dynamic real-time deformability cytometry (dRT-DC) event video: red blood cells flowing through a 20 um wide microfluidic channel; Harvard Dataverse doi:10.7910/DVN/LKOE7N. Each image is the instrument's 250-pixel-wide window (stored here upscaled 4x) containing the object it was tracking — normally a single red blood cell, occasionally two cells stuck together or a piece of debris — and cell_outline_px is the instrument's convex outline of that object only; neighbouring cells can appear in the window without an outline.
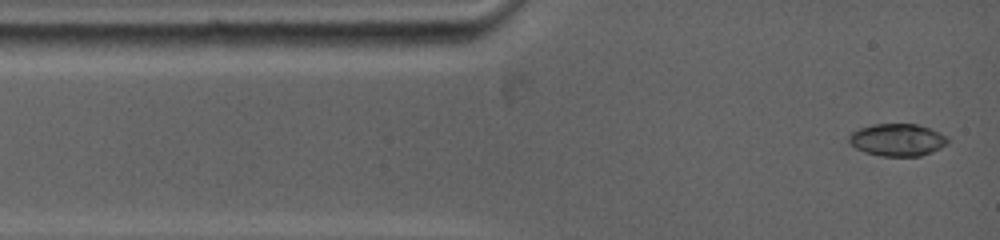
{"species": "common noctule bat (a hibernating species)", "species_latin": "Nyctalus noctula", "temperature_condition": "warm", "stored_images_in_passage": 6, "camera_frame_rate_fps": 5000, "um_per_image_px": 0.085, "animal": {"sex": "female", "body_mass_g": 19.0, "forearm_length_mm": 53.3}, "frame": {"image": 1, "passage_image": 1, "time_ms": 0.0, "image_size_px": [1000, 240], "cell_outline_px": [[948, 144], [932, 152], [920, 156], [880, 156], [864, 152], [856, 148], [848, 140], [848, 136], [852, 132], [860, 128], [872, 124], [916, 124], [928, 128], [944, 136], [948, 140]], "centroid_in_image_um": [76.24, 11.9], "position_along_channel_um": 8.8, "area_um2": 18.44}}
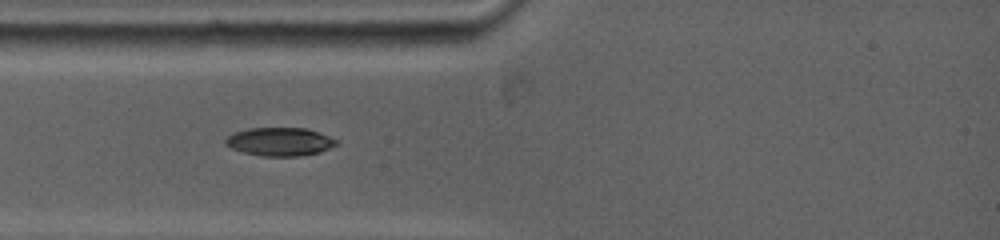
{"frame": {"image": 2, "passage_image": 5, "time_ms": 2.4, "image_size_px": [1000, 240], "cell_outline_px": [[340, 144], [320, 152], [300, 156], [264, 156], [244, 152], [232, 148], [224, 144], [224, 140], [232, 132], [248, 128], [308, 128], [320, 132], [340, 140]], "centroid_in_image_um": [23.83, 12.03], "position_along_channel_um": 61.2, "area_um2": 18.61}}
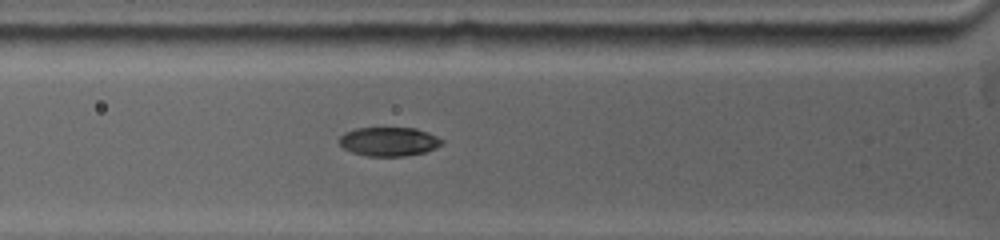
{"frame": {"image": 3, "passage_image": 6, "time_ms": 3.2, "image_size_px": [1000, 240], "cell_outline_px": [[444, 144], [436, 148], [424, 152], [404, 156], [368, 156], [352, 152], [344, 148], [340, 144], [340, 136], [344, 132], [356, 128], [416, 128], [428, 132], [444, 140]], "centroid_in_image_um": [33.08, 12.03], "position_along_channel_um": 92.7, "area_um2": 17.34}}